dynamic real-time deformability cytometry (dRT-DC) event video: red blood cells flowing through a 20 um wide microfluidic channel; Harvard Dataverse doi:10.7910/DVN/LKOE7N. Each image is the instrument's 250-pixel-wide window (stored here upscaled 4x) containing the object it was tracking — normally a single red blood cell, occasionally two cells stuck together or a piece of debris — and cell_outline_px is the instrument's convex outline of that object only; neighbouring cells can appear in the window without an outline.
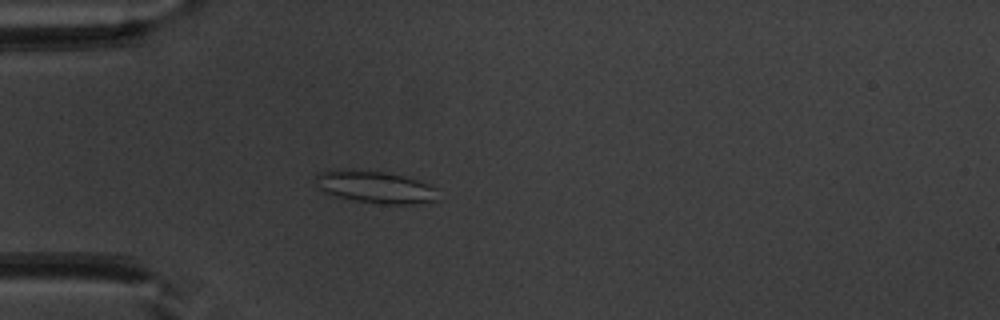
{"species": "common noctule bat (a hibernating species)", "species_latin": "Nyctalus noctula", "temperature_condition": "warm", "stored_images_in_passage": 51, "camera_frame_rate_fps": 3000, "um_per_image_px": 0.085, "animal": {"sex": "male", "body_mass_g": 20.1, "forearm_length_mm": 53.5}, "frame": {"image": 1, "passage_image": 15, "time_ms": 4.667, "image_size_px": [1000, 320], "cell_outline_px": [[440, 200], [412, 204], [384, 204], [356, 200], [324, 192], [320, 188], [316, 180], [316, 172], [352, 168], [380, 172], [404, 176], [428, 184], [436, 188]], "centroid_in_image_um": [31.93, 15.89], "position_along_channel_um": 53.1, "area_um2": 22.77}}
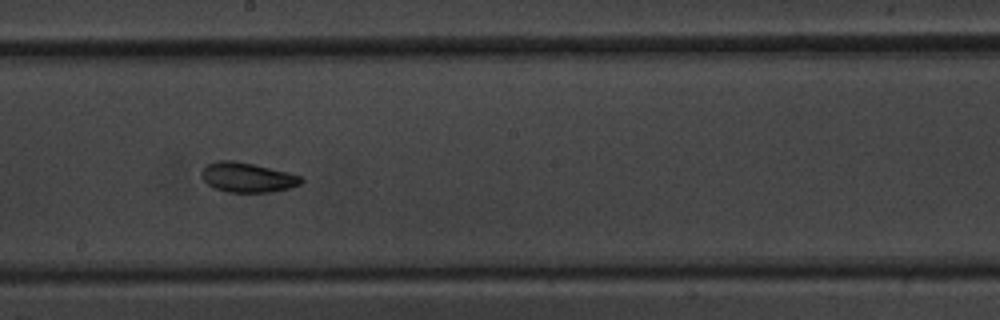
{"frame": {"image": 2, "passage_image": 29, "time_ms": 9.333, "image_size_px": [1000, 320], "cell_outline_px": [[304, 180], [300, 184], [288, 188], [272, 192], [228, 192], [216, 188], [208, 184], [200, 176], [200, 172], [208, 164], [216, 160], [232, 160], [252, 164], [288, 172], [300, 176]], "centroid_in_image_um": [21.01, 15.07], "position_along_channel_um": 227.2, "area_um2": 17.11}}
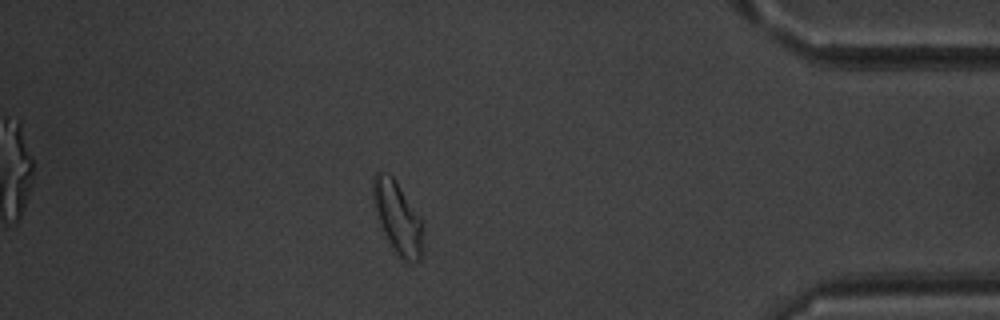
{"frame": {"image": 3, "passage_image": 45, "time_ms": 14.667, "image_size_px": [1000, 320], "cell_outline_px": [[420, 260], [404, 260], [392, 248], [380, 224], [372, 204], [372, 176], [376, 172], [380, 172], [392, 176], [420, 220]], "centroid_in_image_um": [33.69, 18.43], "position_along_channel_um": 401.5, "area_um2": 19.77}, "authors_computed_cell_mechanics": {"area_um2": 18.9584, "velocity_mm_per_s": 3.9459, "shape_relaxation_time_tau1_ms": 3.8984, "shape_relaxation_time_tau2_ms": 4.1661, "deformation_change_tau1": 0.1118, "deformation_change_tau2": 0.0961}}